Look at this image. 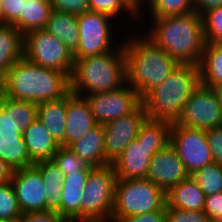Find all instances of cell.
Returning a JSON list of instances; mask_svg holds the SVG:
<instances>
[{
    "mask_svg": "<svg viewBox=\"0 0 222 222\" xmlns=\"http://www.w3.org/2000/svg\"><path fill=\"white\" fill-rule=\"evenodd\" d=\"M5 100L11 112L31 110L70 92V78L59 70L41 67L22 57L4 76Z\"/></svg>",
    "mask_w": 222,
    "mask_h": 222,
    "instance_id": "cell-1",
    "label": "cell"
},
{
    "mask_svg": "<svg viewBox=\"0 0 222 222\" xmlns=\"http://www.w3.org/2000/svg\"><path fill=\"white\" fill-rule=\"evenodd\" d=\"M151 19L149 22L153 24L147 26L148 33L144 31L149 39L178 64L199 66L206 45L201 15L193 11Z\"/></svg>",
    "mask_w": 222,
    "mask_h": 222,
    "instance_id": "cell-2",
    "label": "cell"
},
{
    "mask_svg": "<svg viewBox=\"0 0 222 222\" xmlns=\"http://www.w3.org/2000/svg\"><path fill=\"white\" fill-rule=\"evenodd\" d=\"M137 34L133 33L122 43L127 63V83L143 99L163 83L179 64L144 33Z\"/></svg>",
    "mask_w": 222,
    "mask_h": 222,
    "instance_id": "cell-3",
    "label": "cell"
},
{
    "mask_svg": "<svg viewBox=\"0 0 222 222\" xmlns=\"http://www.w3.org/2000/svg\"><path fill=\"white\" fill-rule=\"evenodd\" d=\"M127 84V63L123 48L96 56L74 58L70 91L86 96L119 89Z\"/></svg>",
    "mask_w": 222,
    "mask_h": 222,
    "instance_id": "cell-4",
    "label": "cell"
},
{
    "mask_svg": "<svg viewBox=\"0 0 222 222\" xmlns=\"http://www.w3.org/2000/svg\"><path fill=\"white\" fill-rule=\"evenodd\" d=\"M200 83L198 65L179 64L163 83L142 99L147 119L176 123L185 103Z\"/></svg>",
    "mask_w": 222,
    "mask_h": 222,
    "instance_id": "cell-5",
    "label": "cell"
},
{
    "mask_svg": "<svg viewBox=\"0 0 222 222\" xmlns=\"http://www.w3.org/2000/svg\"><path fill=\"white\" fill-rule=\"evenodd\" d=\"M4 133L13 146L17 163L20 164L51 160L61 147L29 110L11 112Z\"/></svg>",
    "mask_w": 222,
    "mask_h": 222,
    "instance_id": "cell-6",
    "label": "cell"
},
{
    "mask_svg": "<svg viewBox=\"0 0 222 222\" xmlns=\"http://www.w3.org/2000/svg\"><path fill=\"white\" fill-rule=\"evenodd\" d=\"M171 123L146 119L138 136L112 163L117 180L145 179L153 155L170 144Z\"/></svg>",
    "mask_w": 222,
    "mask_h": 222,
    "instance_id": "cell-7",
    "label": "cell"
},
{
    "mask_svg": "<svg viewBox=\"0 0 222 222\" xmlns=\"http://www.w3.org/2000/svg\"><path fill=\"white\" fill-rule=\"evenodd\" d=\"M166 204V192L147 178L117 180L111 222L161 210Z\"/></svg>",
    "mask_w": 222,
    "mask_h": 222,
    "instance_id": "cell-8",
    "label": "cell"
},
{
    "mask_svg": "<svg viewBox=\"0 0 222 222\" xmlns=\"http://www.w3.org/2000/svg\"><path fill=\"white\" fill-rule=\"evenodd\" d=\"M116 181L112 164L89 170L81 201V222H111Z\"/></svg>",
    "mask_w": 222,
    "mask_h": 222,
    "instance_id": "cell-9",
    "label": "cell"
},
{
    "mask_svg": "<svg viewBox=\"0 0 222 222\" xmlns=\"http://www.w3.org/2000/svg\"><path fill=\"white\" fill-rule=\"evenodd\" d=\"M24 57L41 67L64 72L69 78L72 73L73 54L60 39L44 28L25 34Z\"/></svg>",
    "mask_w": 222,
    "mask_h": 222,
    "instance_id": "cell-10",
    "label": "cell"
},
{
    "mask_svg": "<svg viewBox=\"0 0 222 222\" xmlns=\"http://www.w3.org/2000/svg\"><path fill=\"white\" fill-rule=\"evenodd\" d=\"M77 23L80 41L77 50L73 53L74 58L96 56L115 48H123L122 41H120L121 44L118 43L119 45L113 41V39L116 40L113 38L115 21L109 16L88 11L77 16Z\"/></svg>",
    "mask_w": 222,
    "mask_h": 222,
    "instance_id": "cell-11",
    "label": "cell"
},
{
    "mask_svg": "<svg viewBox=\"0 0 222 222\" xmlns=\"http://www.w3.org/2000/svg\"><path fill=\"white\" fill-rule=\"evenodd\" d=\"M170 145L190 175L214 162L205 130L173 123L170 128Z\"/></svg>",
    "mask_w": 222,
    "mask_h": 222,
    "instance_id": "cell-12",
    "label": "cell"
},
{
    "mask_svg": "<svg viewBox=\"0 0 222 222\" xmlns=\"http://www.w3.org/2000/svg\"><path fill=\"white\" fill-rule=\"evenodd\" d=\"M176 124L205 131L222 126V109L213 89L200 83L185 103Z\"/></svg>",
    "mask_w": 222,
    "mask_h": 222,
    "instance_id": "cell-13",
    "label": "cell"
},
{
    "mask_svg": "<svg viewBox=\"0 0 222 222\" xmlns=\"http://www.w3.org/2000/svg\"><path fill=\"white\" fill-rule=\"evenodd\" d=\"M97 124H105L135 111L141 104L139 94L128 83L116 90L85 96Z\"/></svg>",
    "mask_w": 222,
    "mask_h": 222,
    "instance_id": "cell-14",
    "label": "cell"
},
{
    "mask_svg": "<svg viewBox=\"0 0 222 222\" xmlns=\"http://www.w3.org/2000/svg\"><path fill=\"white\" fill-rule=\"evenodd\" d=\"M147 119L141 104L135 111L103 124L105 135V159L112 164L124 149L138 136L141 125Z\"/></svg>",
    "mask_w": 222,
    "mask_h": 222,
    "instance_id": "cell-15",
    "label": "cell"
},
{
    "mask_svg": "<svg viewBox=\"0 0 222 222\" xmlns=\"http://www.w3.org/2000/svg\"><path fill=\"white\" fill-rule=\"evenodd\" d=\"M10 182L22 214L46 211L45 183L32 164L17 163Z\"/></svg>",
    "mask_w": 222,
    "mask_h": 222,
    "instance_id": "cell-16",
    "label": "cell"
},
{
    "mask_svg": "<svg viewBox=\"0 0 222 222\" xmlns=\"http://www.w3.org/2000/svg\"><path fill=\"white\" fill-rule=\"evenodd\" d=\"M189 176L175 149L168 144L153 155L146 178L167 193Z\"/></svg>",
    "mask_w": 222,
    "mask_h": 222,
    "instance_id": "cell-17",
    "label": "cell"
},
{
    "mask_svg": "<svg viewBox=\"0 0 222 222\" xmlns=\"http://www.w3.org/2000/svg\"><path fill=\"white\" fill-rule=\"evenodd\" d=\"M97 125L91 107L85 96L73 92L67 94V124L65 131V147L83 137Z\"/></svg>",
    "mask_w": 222,
    "mask_h": 222,
    "instance_id": "cell-18",
    "label": "cell"
},
{
    "mask_svg": "<svg viewBox=\"0 0 222 222\" xmlns=\"http://www.w3.org/2000/svg\"><path fill=\"white\" fill-rule=\"evenodd\" d=\"M29 111L47 128L56 142L65 147L67 95L56 101L39 103Z\"/></svg>",
    "mask_w": 222,
    "mask_h": 222,
    "instance_id": "cell-19",
    "label": "cell"
},
{
    "mask_svg": "<svg viewBox=\"0 0 222 222\" xmlns=\"http://www.w3.org/2000/svg\"><path fill=\"white\" fill-rule=\"evenodd\" d=\"M89 173H69L63 178L61 217L67 222H81V201Z\"/></svg>",
    "mask_w": 222,
    "mask_h": 222,
    "instance_id": "cell-20",
    "label": "cell"
},
{
    "mask_svg": "<svg viewBox=\"0 0 222 222\" xmlns=\"http://www.w3.org/2000/svg\"><path fill=\"white\" fill-rule=\"evenodd\" d=\"M103 124H97L68 148L92 167L108 165Z\"/></svg>",
    "mask_w": 222,
    "mask_h": 222,
    "instance_id": "cell-21",
    "label": "cell"
},
{
    "mask_svg": "<svg viewBox=\"0 0 222 222\" xmlns=\"http://www.w3.org/2000/svg\"><path fill=\"white\" fill-rule=\"evenodd\" d=\"M25 35L13 24L0 25V76L24 56Z\"/></svg>",
    "mask_w": 222,
    "mask_h": 222,
    "instance_id": "cell-22",
    "label": "cell"
},
{
    "mask_svg": "<svg viewBox=\"0 0 222 222\" xmlns=\"http://www.w3.org/2000/svg\"><path fill=\"white\" fill-rule=\"evenodd\" d=\"M167 205L188 211H200L205 207V194L190 175L167 193Z\"/></svg>",
    "mask_w": 222,
    "mask_h": 222,
    "instance_id": "cell-23",
    "label": "cell"
},
{
    "mask_svg": "<svg viewBox=\"0 0 222 222\" xmlns=\"http://www.w3.org/2000/svg\"><path fill=\"white\" fill-rule=\"evenodd\" d=\"M32 165L40 172L45 183L46 210L56 211L61 216V192L64 173L53 159L39 161Z\"/></svg>",
    "mask_w": 222,
    "mask_h": 222,
    "instance_id": "cell-24",
    "label": "cell"
},
{
    "mask_svg": "<svg viewBox=\"0 0 222 222\" xmlns=\"http://www.w3.org/2000/svg\"><path fill=\"white\" fill-rule=\"evenodd\" d=\"M52 6L50 0H21L20 18L13 24L24 35L45 28Z\"/></svg>",
    "mask_w": 222,
    "mask_h": 222,
    "instance_id": "cell-25",
    "label": "cell"
},
{
    "mask_svg": "<svg viewBox=\"0 0 222 222\" xmlns=\"http://www.w3.org/2000/svg\"><path fill=\"white\" fill-rule=\"evenodd\" d=\"M60 39L73 54L79 45L77 16L52 10L44 28Z\"/></svg>",
    "mask_w": 222,
    "mask_h": 222,
    "instance_id": "cell-26",
    "label": "cell"
},
{
    "mask_svg": "<svg viewBox=\"0 0 222 222\" xmlns=\"http://www.w3.org/2000/svg\"><path fill=\"white\" fill-rule=\"evenodd\" d=\"M201 84L222 85V43H206L199 64Z\"/></svg>",
    "mask_w": 222,
    "mask_h": 222,
    "instance_id": "cell-27",
    "label": "cell"
},
{
    "mask_svg": "<svg viewBox=\"0 0 222 222\" xmlns=\"http://www.w3.org/2000/svg\"><path fill=\"white\" fill-rule=\"evenodd\" d=\"M143 9L144 11L146 9L149 11L148 16L150 13V18L182 15L194 11V0H143V4L138 11V19H140L141 16L143 17L142 14H145L142 11Z\"/></svg>",
    "mask_w": 222,
    "mask_h": 222,
    "instance_id": "cell-28",
    "label": "cell"
},
{
    "mask_svg": "<svg viewBox=\"0 0 222 222\" xmlns=\"http://www.w3.org/2000/svg\"><path fill=\"white\" fill-rule=\"evenodd\" d=\"M89 11L98 12L114 19L116 23L119 21L122 11L124 15L127 13L131 18H138V10L128 0H88Z\"/></svg>",
    "mask_w": 222,
    "mask_h": 222,
    "instance_id": "cell-29",
    "label": "cell"
},
{
    "mask_svg": "<svg viewBox=\"0 0 222 222\" xmlns=\"http://www.w3.org/2000/svg\"><path fill=\"white\" fill-rule=\"evenodd\" d=\"M205 196L222 192V166L216 162L208 164L192 175Z\"/></svg>",
    "mask_w": 222,
    "mask_h": 222,
    "instance_id": "cell-30",
    "label": "cell"
},
{
    "mask_svg": "<svg viewBox=\"0 0 222 222\" xmlns=\"http://www.w3.org/2000/svg\"><path fill=\"white\" fill-rule=\"evenodd\" d=\"M53 160L64 175L69 173H89L92 168L68 147L61 146L53 156Z\"/></svg>",
    "mask_w": 222,
    "mask_h": 222,
    "instance_id": "cell-31",
    "label": "cell"
},
{
    "mask_svg": "<svg viewBox=\"0 0 222 222\" xmlns=\"http://www.w3.org/2000/svg\"><path fill=\"white\" fill-rule=\"evenodd\" d=\"M17 160L13 146L4 132H0V184L10 182Z\"/></svg>",
    "mask_w": 222,
    "mask_h": 222,
    "instance_id": "cell-32",
    "label": "cell"
},
{
    "mask_svg": "<svg viewBox=\"0 0 222 222\" xmlns=\"http://www.w3.org/2000/svg\"><path fill=\"white\" fill-rule=\"evenodd\" d=\"M206 43H222V6L202 15Z\"/></svg>",
    "mask_w": 222,
    "mask_h": 222,
    "instance_id": "cell-33",
    "label": "cell"
},
{
    "mask_svg": "<svg viewBox=\"0 0 222 222\" xmlns=\"http://www.w3.org/2000/svg\"><path fill=\"white\" fill-rule=\"evenodd\" d=\"M21 216L22 212L11 182L0 184V219H15Z\"/></svg>",
    "mask_w": 222,
    "mask_h": 222,
    "instance_id": "cell-34",
    "label": "cell"
},
{
    "mask_svg": "<svg viewBox=\"0 0 222 222\" xmlns=\"http://www.w3.org/2000/svg\"><path fill=\"white\" fill-rule=\"evenodd\" d=\"M166 222H210V219L203 210L188 211L166 204Z\"/></svg>",
    "mask_w": 222,
    "mask_h": 222,
    "instance_id": "cell-35",
    "label": "cell"
},
{
    "mask_svg": "<svg viewBox=\"0 0 222 222\" xmlns=\"http://www.w3.org/2000/svg\"><path fill=\"white\" fill-rule=\"evenodd\" d=\"M52 10L72 15H81L89 11L88 0H50Z\"/></svg>",
    "mask_w": 222,
    "mask_h": 222,
    "instance_id": "cell-36",
    "label": "cell"
},
{
    "mask_svg": "<svg viewBox=\"0 0 222 222\" xmlns=\"http://www.w3.org/2000/svg\"><path fill=\"white\" fill-rule=\"evenodd\" d=\"M206 137L214 162L222 166V126L206 130Z\"/></svg>",
    "mask_w": 222,
    "mask_h": 222,
    "instance_id": "cell-37",
    "label": "cell"
},
{
    "mask_svg": "<svg viewBox=\"0 0 222 222\" xmlns=\"http://www.w3.org/2000/svg\"><path fill=\"white\" fill-rule=\"evenodd\" d=\"M210 221L222 222V192L205 196V207L203 210Z\"/></svg>",
    "mask_w": 222,
    "mask_h": 222,
    "instance_id": "cell-38",
    "label": "cell"
},
{
    "mask_svg": "<svg viewBox=\"0 0 222 222\" xmlns=\"http://www.w3.org/2000/svg\"><path fill=\"white\" fill-rule=\"evenodd\" d=\"M21 222H67L56 211H37L22 214Z\"/></svg>",
    "mask_w": 222,
    "mask_h": 222,
    "instance_id": "cell-39",
    "label": "cell"
},
{
    "mask_svg": "<svg viewBox=\"0 0 222 222\" xmlns=\"http://www.w3.org/2000/svg\"><path fill=\"white\" fill-rule=\"evenodd\" d=\"M4 24H14L21 14V0H1Z\"/></svg>",
    "mask_w": 222,
    "mask_h": 222,
    "instance_id": "cell-40",
    "label": "cell"
},
{
    "mask_svg": "<svg viewBox=\"0 0 222 222\" xmlns=\"http://www.w3.org/2000/svg\"><path fill=\"white\" fill-rule=\"evenodd\" d=\"M117 222H166V208L151 213L128 216Z\"/></svg>",
    "mask_w": 222,
    "mask_h": 222,
    "instance_id": "cell-41",
    "label": "cell"
},
{
    "mask_svg": "<svg viewBox=\"0 0 222 222\" xmlns=\"http://www.w3.org/2000/svg\"><path fill=\"white\" fill-rule=\"evenodd\" d=\"M10 114L5 100L4 77L0 76V132L6 130Z\"/></svg>",
    "mask_w": 222,
    "mask_h": 222,
    "instance_id": "cell-42",
    "label": "cell"
},
{
    "mask_svg": "<svg viewBox=\"0 0 222 222\" xmlns=\"http://www.w3.org/2000/svg\"><path fill=\"white\" fill-rule=\"evenodd\" d=\"M222 6V0H194V12L203 15L210 9Z\"/></svg>",
    "mask_w": 222,
    "mask_h": 222,
    "instance_id": "cell-43",
    "label": "cell"
},
{
    "mask_svg": "<svg viewBox=\"0 0 222 222\" xmlns=\"http://www.w3.org/2000/svg\"><path fill=\"white\" fill-rule=\"evenodd\" d=\"M212 89L216 93L219 105L222 109V85L213 86Z\"/></svg>",
    "mask_w": 222,
    "mask_h": 222,
    "instance_id": "cell-44",
    "label": "cell"
},
{
    "mask_svg": "<svg viewBox=\"0 0 222 222\" xmlns=\"http://www.w3.org/2000/svg\"><path fill=\"white\" fill-rule=\"evenodd\" d=\"M138 11L142 6L143 0H128Z\"/></svg>",
    "mask_w": 222,
    "mask_h": 222,
    "instance_id": "cell-45",
    "label": "cell"
},
{
    "mask_svg": "<svg viewBox=\"0 0 222 222\" xmlns=\"http://www.w3.org/2000/svg\"><path fill=\"white\" fill-rule=\"evenodd\" d=\"M0 25H4V14L2 11L1 0H0Z\"/></svg>",
    "mask_w": 222,
    "mask_h": 222,
    "instance_id": "cell-46",
    "label": "cell"
},
{
    "mask_svg": "<svg viewBox=\"0 0 222 222\" xmlns=\"http://www.w3.org/2000/svg\"><path fill=\"white\" fill-rule=\"evenodd\" d=\"M0 222H21L20 218L15 219H0Z\"/></svg>",
    "mask_w": 222,
    "mask_h": 222,
    "instance_id": "cell-47",
    "label": "cell"
}]
</instances>
